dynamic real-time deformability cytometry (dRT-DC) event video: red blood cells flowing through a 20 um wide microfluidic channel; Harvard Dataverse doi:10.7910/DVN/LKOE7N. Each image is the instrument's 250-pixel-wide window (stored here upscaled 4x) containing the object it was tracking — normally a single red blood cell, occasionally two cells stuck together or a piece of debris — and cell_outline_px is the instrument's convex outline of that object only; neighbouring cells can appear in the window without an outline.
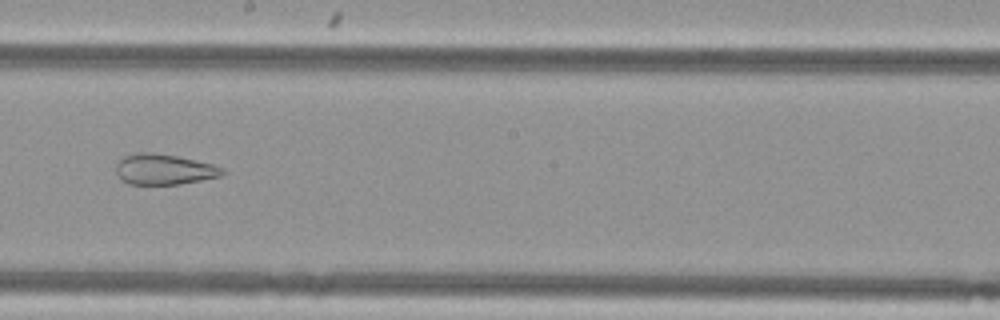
{"species": "Egyptian fruit bat (a non-hibernating species)", "species_latin": "Rousettus aegyptiacus", "temperature_condition": "cold", "stored_images_in_passage": 44, "segment_of_instrument_passage": [1, 2], "camera_frame_rate_fps": 3000, "um_per_image_px": 0.085, "animal": {"sex": "female"}, "frame": {"image": 1, "passage_image": 19, "time_ms": 6.0, "image_size_px": [1000, 320], "cell_outline_px": [[228, 172], [220, 176], [180, 184], [128, 184], [116, 172], [116, 164], [124, 156], [136, 152], [152, 152], [176, 156], [212, 164], [224, 168]], "centroid_in_image_um": [13.96, 14.39], "position_along_channel_um": 234.2, "area_um2": 18.84}}